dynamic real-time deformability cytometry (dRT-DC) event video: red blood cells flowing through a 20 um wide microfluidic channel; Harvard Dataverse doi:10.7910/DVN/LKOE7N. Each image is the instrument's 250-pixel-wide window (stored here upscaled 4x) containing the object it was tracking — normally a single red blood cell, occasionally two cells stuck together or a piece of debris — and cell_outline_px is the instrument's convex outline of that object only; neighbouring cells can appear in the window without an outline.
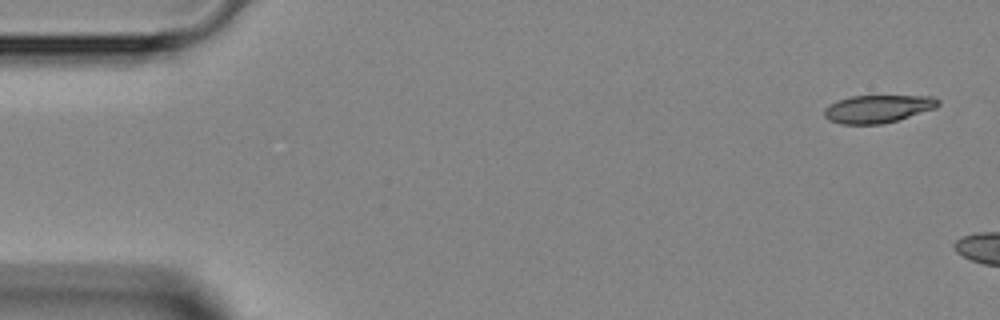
{"species": "Egyptian fruit bat (a non-hibernating species)", "species_latin": "Rousettus aegyptiacus", "temperature_condition": "room temperature", "stored_images_in_passage": 12, "camera_frame_rate_fps": 3000, "um_per_image_px": 0.085, "animal": {"sex": "female"}, "frame": {"image": 1, "passage_image": 1, "time_ms": 0.0, "image_size_px": [1000, 320], "cell_outline_px": [[940, 104], [936, 108], [896, 120], [880, 124], [840, 124], [828, 120], [824, 116], [824, 108], [840, 100], [852, 96], [932, 96], [940, 100]], "centroid_in_image_um": [74.62, 9.25], "position_along_channel_um": 10.4, "area_um2": 18.26}}
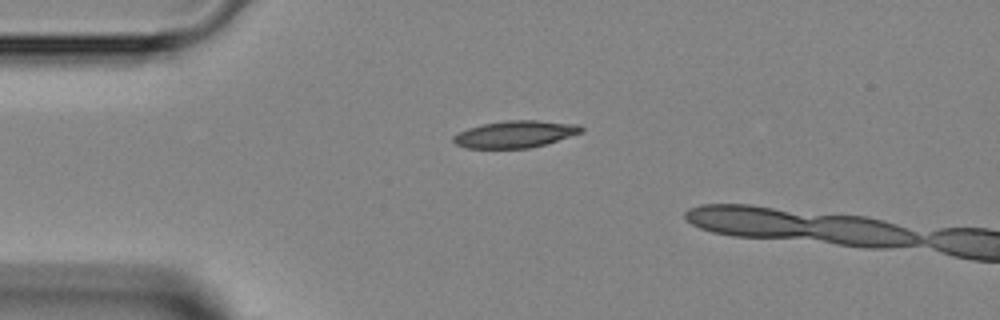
{"frame": {"image": 2, "passage_image": 10, "time_ms": 3.0, "image_size_px": [1000, 320], "cell_outline_px": [[584, 132], [544, 144], [528, 148], [464, 148], [456, 144], [452, 140], [452, 136], [468, 128], [484, 124], [508, 120], [536, 120], [580, 124], [584, 128]], "centroid_in_image_um": [43.81, 11.4], "position_along_channel_um": 41.2, "area_um2": 20.06}}